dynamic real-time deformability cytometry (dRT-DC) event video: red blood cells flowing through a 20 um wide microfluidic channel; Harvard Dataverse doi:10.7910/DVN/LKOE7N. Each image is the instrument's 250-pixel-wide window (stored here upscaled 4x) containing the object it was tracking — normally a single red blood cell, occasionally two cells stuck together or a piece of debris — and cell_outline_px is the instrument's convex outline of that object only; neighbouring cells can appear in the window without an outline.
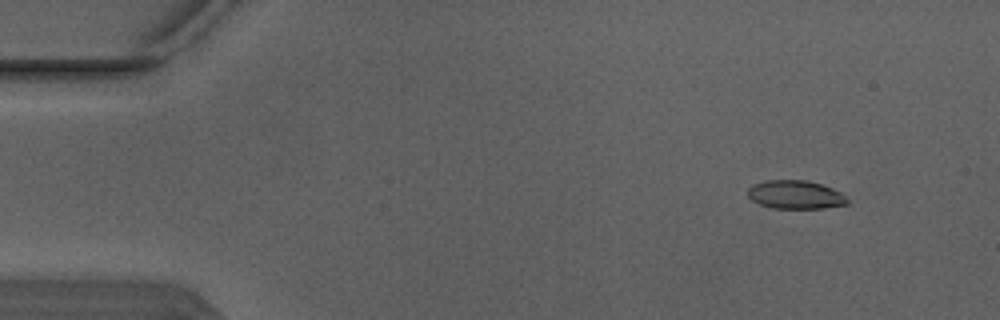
{"species": "Egyptian fruit bat (a non-hibernating species)", "species_latin": "Rousettus aegyptiacus", "temperature_condition": "warm", "stored_images_in_passage": 3, "camera_frame_rate_fps": 3000, "um_per_image_px": 0.085, "animal": {"sex": "male"}, "frame": {"image": 1, "passage_image": 1, "time_ms": 0.0, "image_size_px": [1000, 320], "cell_outline_px": [[848, 204], [824, 208], [772, 208], [760, 204], [752, 200], [748, 196], [748, 188], [764, 180], [804, 180], [820, 184], [832, 188], [840, 192], [848, 200]], "centroid_in_image_um": [67.61, 16.55], "position_along_channel_um": 17.4, "area_um2": 16.36}}
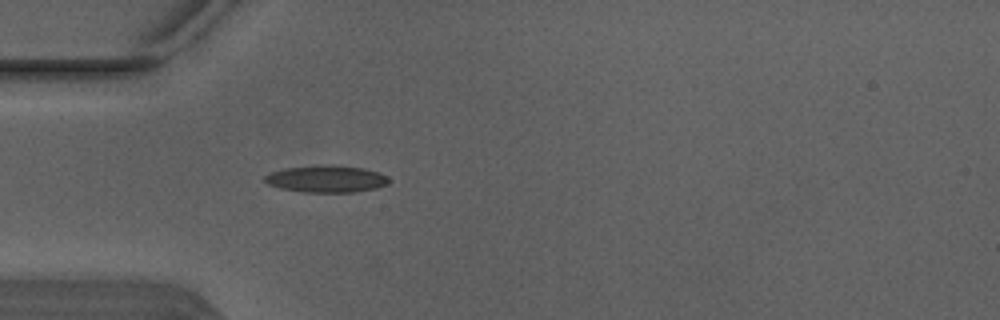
{"frame": {"image": 2, "passage_image": 3, "time_ms": 0.667, "image_size_px": [1000, 320], "cell_outline_px": [[388, 184], [376, 188], [352, 192], [304, 192], [280, 188], [268, 184], [264, 180], [264, 176], [272, 172], [284, 168], [332, 164], [364, 168], [388, 176]], "centroid_in_image_um": [27.74, 15.2], "position_along_channel_um": 57.3, "area_um2": 19.42}}